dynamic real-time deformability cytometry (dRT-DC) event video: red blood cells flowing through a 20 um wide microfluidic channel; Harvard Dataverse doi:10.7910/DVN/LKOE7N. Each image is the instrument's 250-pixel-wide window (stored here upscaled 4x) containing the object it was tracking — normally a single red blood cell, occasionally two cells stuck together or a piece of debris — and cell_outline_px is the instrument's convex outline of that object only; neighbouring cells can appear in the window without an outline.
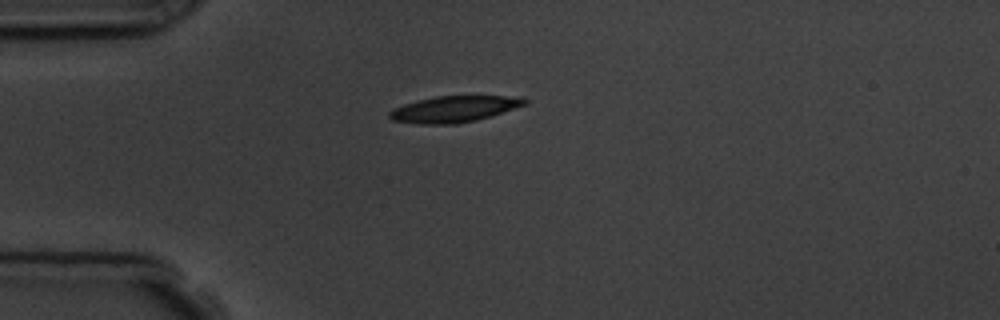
{"species": "common noctule bat (a hibernating species)", "species_latin": "Nyctalus noctula", "temperature_condition": "room temperature", "stored_images_in_passage": 3, "camera_frame_rate_fps": 3000, "um_per_image_px": 0.085, "animal": {"sex": "male", "body_mass_g": 19.5, "forearm_length_mm": 54.6}, "frame": {"image": 1, "passage_image": 3, "time_ms": 3.0, "image_size_px": [1000, 320], "cell_outline_px": [[528, 104], [476, 120], [456, 124], [420, 124], [392, 120], [388, 116], [388, 112], [392, 108], [404, 104], [436, 96], [504, 96], [528, 100]], "centroid_in_image_um": [38.54, 9.28], "position_along_channel_um": 46.5, "area_um2": 20.4}}